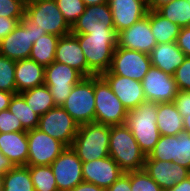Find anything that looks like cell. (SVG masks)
Wrapping results in <instances>:
<instances>
[{
  "label": "cell",
  "instance_id": "cell-2",
  "mask_svg": "<svg viewBox=\"0 0 190 191\" xmlns=\"http://www.w3.org/2000/svg\"><path fill=\"white\" fill-rule=\"evenodd\" d=\"M109 156L125 173L142 170L146 160L126 124L110 126Z\"/></svg>",
  "mask_w": 190,
  "mask_h": 191
},
{
  "label": "cell",
  "instance_id": "cell-29",
  "mask_svg": "<svg viewBox=\"0 0 190 191\" xmlns=\"http://www.w3.org/2000/svg\"><path fill=\"white\" fill-rule=\"evenodd\" d=\"M3 191H35L29 166H15L4 176Z\"/></svg>",
  "mask_w": 190,
  "mask_h": 191
},
{
  "label": "cell",
  "instance_id": "cell-21",
  "mask_svg": "<svg viewBox=\"0 0 190 191\" xmlns=\"http://www.w3.org/2000/svg\"><path fill=\"white\" fill-rule=\"evenodd\" d=\"M55 61L66 64L79 71L84 77H88L85 55L80 48L77 37L72 33L59 38L55 51Z\"/></svg>",
  "mask_w": 190,
  "mask_h": 191
},
{
  "label": "cell",
  "instance_id": "cell-35",
  "mask_svg": "<svg viewBox=\"0 0 190 191\" xmlns=\"http://www.w3.org/2000/svg\"><path fill=\"white\" fill-rule=\"evenodd\" d=\"M58 9L61 11L64 19L72 27L80 15L85 11L83 0H55Z\"/></svg>",
  "mask_w": 190,
  "mask_h": 191
},
{
  "label": "cell",
  "instance_id": "cell-43",
  "mask_svg": "<svg viewBox=\"0 0 190 191\" xmlns=\"http://www.w3.org/2000/svg\"><path fill=\"white\" fill-rule=\"evenodd\" d=\"M176 43L177 46L184 52V54L187 57H190V26L180 29Z\"/></svg>",
  "mask_w": 190,
  "mask_h": 191
},
{
  "label": "cell",
  "instance_id": "cell-1",
  "mask_svg": "<svg viewBox=\"0 0 190 191\" xmlns=\"http://www.w3.org/2000/svg\"><path fill=\"white\" fill-rule=\"evenodd\" d=\"M85 55L88 77L100 76L110 68L114 50L117 47L116 32H91L74 34Z\"/></svg>",
  "mask_w": 190,
  "mask_h": 191
},
{
  "label": "cell",
  "instance_id": "cell-44",
  "mask_svg": "<svg viewBox=\"0 0 190 191\" xmlns=\"http://www.w3.org/2000/svg\"><path fill=\"white\" fill-rule=\"evenodd\" d=\"M106 191H132L130 172H124Z\"/></svg>",
  "mask_w": 190,
  "mask_h": 191
},
{
  "label": "cell",
  "instance_id": "cell-24",
  "mask_svg": "<svg viewBox=\"0 0 190 191\" xmlns=\"http://www.w3.org/2000/svg\"><path fill=\"white\" fill-rule=\"evenodd\" d=\"M15 81L17 93L41 86L45 81V66L29 58L16 61Z\"/></svg>",
  "mask_w": 190,
  "mask_h": 191
},
{
  "label": "cell",
  "instance_id": "cell-32",
  "mask_svg": "<svg viewBox=\"0 0 190 191\" xmlns=\"http://www.w3.org/2000/svg\"><path fill=\"white\" fill-rule=\"evenodd\" d=\"M35 191H58L50 165L29 166Z\"/></svg>",
  "mask_w": 190,
  "mask_h": 191
},
{
  "label": "cell",
  "instance_id": "cell-7",
  "mask_svg": "<svg viewBox=\"0 0 190 191\" xmlns=\"http://www.w3.org/2000/svg\"><path fill=\"white\" fill-rule=\"evenodd\" d=\"M62 107L79 124L95 121L94 76L74 85Z\"/></svg>",
  "mask_w": 190,
  "mask_h": 191
},
{
  "label": "cell",
  "instance_id": "cell-11",
  "mask_svg": "<svg viewBox=\"0 0 190 191\" xmlns=\"http://www.w3.org/2000/svg\"><path fill=\"white\" fill-rule=\"evenodd\" d=\"M151 66L149 54L116 47L109 71L141 82Z\"/></svg>",
  "mask_w": 190,
  "mask_h": 191
},
{
  "label": "cell",
  "instance_id": "cell-54",
  "mask_svg": "<svg viewBox=\"0 0 190 191\" xmlns=\"http://www.w3.org/2000/svg\"><path fill=\"white\" fill-rule=\"evenodd\" d=\"M19 1H21L24 5H26L29 2V0H19Z\"/></svg>",
  "mask_w": 190,
  "mask_h": 191
},
{
  "label": "cell",
  "instance_id": "cell-12",
  "mask_svg": "<svg viewBox=\"0 0 190 191\" xmlns=\"http://www.w3.org/2000/svg\"><path fill=\"white\" fill-rule=\"evenodd\" d=\"M50 166L58 191H70L83 182L82 161L71 147H66Z\"/></svg>",
  "mask_w": 190,
  "mask_h": 191
},
{
  "label": "cell",
  "instance_id": "cell-15",
  "mask_svg": "<svg viewBox=\"0 0 190 191\" xmlns=\"http://www.w3.org/2000/svg\"><path fill=\"white\" fill-rule=\"evenodd\" d=\"M156 45L150 28L149 10L146 16L135 22L130 28L117 33V47L150 54Z\"/></svg>",
  "mask_w": 190,
  "mask_h": 191
},
{
  "label": "cell",
  "instance_id": "cell-20",
  "mask_svg": "<svg viewBox=\"0 0 190 191\" xmlns=\"http://www.w3.org/2000/svg\"><path fill=\"white\" fill-rule=\"evenodd\" d=\"M33 46L31 29L20 22L16 28L0 41V54L19 61L28 59Z\"/></svg>",
  "mask_w": 190,
  "mask_h": 191
},
{
  "label": "cell",
  "instance_id": "cell-41",
  "mask_svg": "<svg viewBox=\"0 0 190 191\" xmlns=\"http://www.w3.org/2000/svg\"><path fill=\"white\" fill-rule=\"evenodd\" d=\"M173 103L183 118L187 114L190 115V91L179 90Z\"/></svg>",
  "mask_w": 190,
  "mask_h": 191
},
{
  "label": "cell",
  "instance_id": "cell-31",
  "mask_svg": "<svg viewBox=\"0 0 190 191\" xmlns=\"http://www.w3.org/2000/svg\"><path fill=\"white\" fill-rule=\"evenodd\" d=\"M157 11L181 28L190 26V4L187 0H174Z\"/></svg>",
  "mask_w": 190,
  "mask_h": 191
},
{
  "label": "cell",
  "instance_id": "cell-26",
  "mask_svg": "<svg viewBox=\"0 0 190 191\" xmlns=\"http://www.w3.org/2000/svg\"><path fill=\"white\" fill-rule=\"evenodd\" d=\"M151 32L157 44L176 42L181 27L172 23L158 11L149 10Z\"/></svg>",
  "mask_w": 190,
  "mask_h": 191
},
{
  "label": "cell",
  "instance_id": "cell-9",
  "mask_svg": "<svg viewBox=\"0 0 190 191\" xmlns=\"http://www.w3.org/2000/svg\"><path fill=\"white\" fill-rule=\"evenodd\" d=\"M27 139V166L51 165L67 147L61 141L52 138L38 128L28 130Z\"/></svg>",
  "mask_w": 190,
  "mask_h": 191
},
{
  "label": "cell",
  "instance_id": "cell-30",
  "mask_svg": "<svg viewBox=\"0 0 190 191\" xmlns=\"http://www.w3.org/2000/svg\"><path fill=\"white\" fill-rule=\"evenodd\" d=\"M8 109L20 120L26 131L38 127L40 116L27 105L25 99L19 93L13 95Z\"/></svg>",
  "mask_w": 190,
  "mask_h": 191
},
{
  "label": "cell",
  "instance_id": "cell-53",
  "mask_svg": "<svg viewBox=\"0 0 190 191\" xmlns=\"http://www.w3.org/2000/svg\"><path fill=\"white\" fill-rule=\"evenodd\" d=\"M4 176L5 174H0V191H3Z\"/></svg>",
  "mask_w": 190,
  "mask_h": 191
},
{
  "label": "cell",
  "instance_id": "cell-46",
  "mask_svg": "<svg viewBox=\"0 0 190 191\" xmlns=\"http://www.w3.org/2000/svg\"><path fill=\"white\" fill-rule=\"evenodd\" d=\"M70 191H104V189L101 187H98L97 185L93 183H88L83 181L80 184L76 185Z\"/></svg>",
  "mask_w": 190,
  "mask_h": 191
},
{
  "label": "cell",
  "instance_id": "cell-47",
  "mask_svg": "<svg viewBox=\"0 0 190 191\" xmlns=\"http://www.w3.org/2000/svg\"><path fill=\"white\" fill-rule=\"evenodd\" d=\"M15 166L0 150V174H6Z\"/></svg>",
  "mask_w": 190,
  "mask_h": 191
},
{
  "label": "cell",
  "instance_id": "cell-18",
  "mask_svg": "<svg viewBox=\"0 0 190 191\" xmlns=\"http://www.w3.org/2000/svg\"><path fill=\"white\" fill-rule=\"evenodd\" d=\"M146 173L163 189L172 188L190 176V170L175 162L145 160Z\"/></svg>",
  "mask_w": 190,
  "mask_h": 191
},
{
  "label": "cell",
  "instance_id": "cell-52",
  "mask_svg": "<svg viewBox=\"0 0 190 191\" xmlns=\"http://www.w3.org/2000/svg\"><path fill=\"white\" fill-rule=\"evenodd\" d=\"M183 124H184V132L190 134V115L189 114H187L183 118Z\"/></svg>",
  "mask_w": 190,
  "mask_h": 191
},
{
  "label": "cell",
  "instance_id": "cell-25",
  "mask_svg": "<svg viewBox=\"0 0 190 191\" xmlns=\"http://www.w3.org/2000/svg\"><path fill=\"white\" fill-rule=\"evenodd\" d=\"M156 124L162 136H175L184 132L183 117L173 102L157 103Z\"/></svg>",
  "mask_w": 190,
  "mask_h": 191
},
{
  "label": "cell",
  "instance_id": "cell-10",
  "mask_svg": "<svg viewBox=\"0 0 190 191\" xmlns=\"http://www.w3.org/2000/svg\"><path fill=\"white\" fill-rule=\"evenodd\" d=\"M37 128L52 138L61 141L67 147H71L78 132L79 124L62 106H56L39 117Z\"/></svg>",
  "mask_w": 190,
  "mask_h": 191
},
{
  "label": "cell",
  "instance_id": "cell-39",
  "mask_svg": "<svg viewBox=\"0 0 190 191\" xmlns=\"http://www.w3.org/2000/svg\"><path fill=\"white\" fill-rule=\"evenodd\" d=\"M173 77L179 90L190 91V57L186 56L184 62L176 69Z\"/></svg>",
  "mask_w": 190,
  "mask_h": 191
},
{
  "label": "cell",
  "instance_id": "cell-5",
  "mask_svg": "<svg viewBox=\"0 0 190 191\" xmlns=\"http://www.w3.org/2000/svg\"><path fill=\"white\" fill-rule=\"evenodd\" d=\"M24 16L47 34L61 37L71 33V26L64 19L55 0H29L25 5Z\"/></svg>",
  "mask_w": 190,
  "mask_h": 191
},
{
  "label": "cell",
  "instance_id": "cell-34",
  "mask_svg": "<svg viewBox=\"0 0 190 191\" xmlns=\"http://www.w3.org/2000/svg\"><path fill=\"white\" fill-rule=\"evenodd\" d=\"M15 65L16 61L0 54V91L17 94Z\"/></svg>",
  "mask_w": 190,
  "mask_h": 191
},
{
  "label": "cell",
  "instance_id": "cell-45",
  "mask_svg": "<svg viewBox=\"0 0 190 191\" xmlns=\"http://www.w3.org/2000/svg\"><path fill=\"white\" fill-rule=\"evenodd\" d=\"M20 22L26 27V29H31L33 43L46 34L45 30L35 27V24H32L25 16L20 20Z\"/></svg>",
  "mask_w": 190,
  "mask_h": 191
},
{
  "label": "cell",
  "instance_id": "cell-37",
  "mask_svg": "<svg viewBox=\"0 0 190 191\" xmlns=\"http://www.w3.org/2000/svg\"><path fill=\"white\" fill-rule=\"evenodd\" d=\"M130 183L132 191H163L144 169L130 171Z\"/></svg>",
  "mask_w": 190,
  "mask_h": 191
},
{
  "label": "cell",
  "instance_id": "cell-38",
  "mask_svg": "<svg viewBox=\"0 0 190 191\" xmlns=\"http://www.w3.org/2000/svg\"><path fill=\"white\" fill-rule=\"evenodd\" d=\"M25 5L19 0H0V16L23 18Z\"/></svg>",
  "mask_w": 190,
  "mask_h": 191
},
{
  "label": "cell",
  "instance_id": "cell-48",
  "mask_svg": "<svg viewBox=\"0 0 190 191\" xmlns=\"http://www.w3.org/2000/svg\"><path fill=\"white\" fill-rule=\"evenodd\" d=\"M13 95H14V93L0 91V112L8 109Z\"/></svg>",
  "mask_w": 190,
  "mask_h": 191
},
{
  "label": "cell",
  "instance_id": "cell-42",
  "mask_svg": "<svg viewBox=\"0 0 190 191\" xmlns=\"http://www.w3.org/2000/svg\"><path fill=\"white\" fill-rule=\"evenodd\" d=\"M21 19L22 18H7L5 16H0V41L16 28Z\"/></svg>",
  "mask_w": 190,
  "mask_h": 191
},
{
  "label": "cell",
  "instance_id": "cell-3",
  "mask_svg": "<svg viewBox=\"0 0 190 191\" xmlns=\"http://www.w3.org/2000/svg\"><path fill=\"white\" fill-rule=\"evenodd\" d=\"M156 119L157 103L147 100L127 114L125 124L146 156L150 154L161 136Z\"/></svg>",
  "mask_w": 190,
  "mask_h": 191
},
{
  "label": "cell",
  "instance_id": "cell-16",
  "mask_svg": "<svg viewBox=\"0 0 190 191\" xmlns=\"http://www.w3.org/2000/svg\"><path fill=\"white\" fill-rule=\"evenodd\" d=\"M101 76L107 81L114 94L128 111L146 101L140 81L113 74L109 70Z\"/></svg>",
  "mask_w": 190,
  "mask_h": 191
},
{
  "label": "cell",
  "instance_id": "cell-14",
  "mask_svg": "<svg viewBox=\"0 0 190 191\" xmlns=\"http://www.w3.org/2000/svg\"><path fill=\"white\" fill-rule=\"evenodd\" d=\"M91 32H116L108 3L86 6L85 11L71 27L72 34Z\"/></svg>",
  "mask_w": 190,
  "mask_h": 191
},
{
  "label": "cell",
  "instance_id": "cell-50",
  "mask_svg": "<svg viewBox=\"0 0 190 191\" xmlns=\"http://www.w3.org/2000/svg\"><path fill=\"white\" fill-rule=\"evenodd\" d=\"M166 191H190V176Z\"/></svg>",
  "mask_w": 190,
  "mask_h": 191
},
{
  "label": "cell",
  "instance_id": "cell-17",
  "mask_svg": "<svg viewBox=\"0 0 190 191\" xmlns=\"http://www.w3.org/2000/svg\"><path fill=\"white\" fill-rule=\"evenodd\" d=\"M83 181L93 183L106 190L124 172L118 164L110 157L82 162Z\"/></svg>",
  "mask_w": 190,
  "mask_h": 191
},
{
  "label": "cell",
  "instance_id": "cell-28",
  "mask_svg": "<svg viewBox=\"0 0 190 191\" xmlns=\"http://www.w3.org/2000/svg\"><path fill=\"white\" fill-rule=\"evenodd\" d=\"M58 36L45 34L33 43L29 59L38 64L48 66L55 61V51L59 41Z\"/></svg>",
  "mask_w": 190,
  "mask_h": 191
},
{
  "label": "cell",
  "instance_id": "cell-4",
  "mask_svg": "<svg viewBox=\"0 0 190 191\" xmlns=\"http://www.w3.org/2000/svg\"><path fill=\"white\" fill-rule=\"evenodd\" d=\"M110 126L98 122L79 125L71 148L82 162L109 156Z\"/></svg>",
  "mask_w": 190,
  "mask_h": 191
},
{
  "label": "cell",
  "instance_id": "cell-33",
  "mask_svg": "<svg viewBox=\"0 0 190 191\" xmlns=\"http://www.w3.org/2000/svg\"><path fill=\"white\" fill-rule=\"evenodd\" d=\"M146 160L175 162V136H160Z\"/></svg>",
  "mask_w": 190,
  "mask_h": 191
},
{
  "label": "cell",
  "instance_id": "cell-51",
  "mask_svg": "<svg viewBox=\"0 0 190 191\" xmlns=\"http://www.w3.org/2000/svg\"><path fill=\"white\" fill-rule=\"evenodd\" d=\"M85 6L100 5L103 3H108V0H83Z\"/></svg>",
  "mask_w": 190,
  "mask_h": 191
},
{
  "label": "cell",
  "instance_id": "cell-6",
  "mask_svg": "<svg viewBox=\"0 0 190 191\" xmlns=\"http://www.w3.org/2000/svg\"><path fill=\"white\" fill-rule=\"evenodd\" d=\"M95 122L116 126L126 122L128 110L100 75L94 76Z\"/></svg>",
  "mask_w": 190,
  "mask_h": 191
},
{
  "label": "cell",
  "instance_id": "cell-36",
  "mask_svg": "<svg viewBox=\"0 0 190 191\" xmlns=\"http://www.w3.org/2000/svg\"><path fill=\"white\" fill-rule=\"evenodd\" d=\"M175 163L190 170V134L175 135Z\"/></svg>",
  "mask_w": 190,
  "mask_h": 191
},
{
  "label": "cell",
  "instance_id": "cell-8",
  "mask_svg": "<svg viewBox=\"0 0 190 191\" xmlns=\"http://www.w3.org/2000/svg\"><path fill=\"white\" fill-rule=\"evenodd\" d=\"M83 78L79 71L66 64L54 61L45 66L44 84L49 88L56 106H62L65 103L73 86Z\"/></svg>",
  "mask_w": 190,
  "mask_h": 191
},
{
  "label": "cell",
  "instance_id": "cell-19",
  "mask_svg": "<svg viewBox=\"0 0 190 191\" xmlns=\"http://www.w3.org/2000/svg\"><path fill=\"white\" fill-rule=\"evenodd\" d=\"M116 33L130 28L146 16L147 0H108Z\"/></svg>",
  "mask_w": 190,
  "mask_h": 191
},
{
  "label": "cell",
  "instance_id": "cell-40",
  "mask_svg": "<svg viewBox=\"0 0 190 191\" xmlns=\"http://www.w3.org/2000/svg\"><path fill=\"white\" fill-rule=\"evenodd\" d=\"M26 131L18 118L9 109L0 112V133Z\"/></svg>",
  "mask_w": 190,
  "mask_h": 191
},
{
  "label": "cell",
  "instance_id": "cell-22",
  "mask_svg": "<svg viewBox=\"0 0 190 191\" xmlns=\"http://www.w3.org/2000/svg\"><path fill=\"white\" fill-rule=\"evenodd\" d=\"M0 150L14 166H27V131L0 133Z\"/></svg>",
  "mask_w": 190,
  "mask_h": 191
},
{
  "label": "cell",
  "instance_id": "cell-49",
  "mask_svg": "<svg viewBox=\"0 0 190 191\" xmlns=\"http://www.w3.org/2000/svg\"><path fill=\"white\" fill-rule=\"evenodd\" d=\"M174 0H147L148 10L157 11L163 5H166Z\"/></svg>",
  "mask_w": 190,
  "mask_h": 191
},
{
  "label": "cell",
  "instance_id": "cell-23",
  "mask_svg": "<svg viewBox=\"0 0 190 191\" xmlns=\"http://www.w3.org/2000/svg\"><path fill=\"white\" fill-rule=\"evenodd\" d=\"M149 55L153 67L172 76L186 58L176 42L157 44Z\"/></svg>",
  "mask_w": 190,
  "mask_h": 191
},
{
  "label": "cell",
  "instance_id": "cell-27",
  "mask_svg": "<svg viewBox=\"0 0 190 191\" xmlns=\"http://www.w3.org/2000/svg\"><path fill=\"white\" fill-rule=\"evenodd\" d=\"M19 94L39 116L46 114L50 109L56 107L50 90L45 84L25 90Z\"/></svg>",
  "mask_w": 190,
  "mask_h": 191
},
{
  "label": "cell",
  "instance_id": "cell-13",
  "mask_svg": "<svg viewBox=\"0 0 190 191\" xmlns=\"http://www.w3.org/2000/svg\"><path fill=\"white\" fill-rule=\"evenodd\" d=\"M147 101L170 103L174 101L179 89L172 75L151 66L141 81Z\"/></svg>",
  "mask_w": 190,
  "mask_h": 191
}]
</instances>
